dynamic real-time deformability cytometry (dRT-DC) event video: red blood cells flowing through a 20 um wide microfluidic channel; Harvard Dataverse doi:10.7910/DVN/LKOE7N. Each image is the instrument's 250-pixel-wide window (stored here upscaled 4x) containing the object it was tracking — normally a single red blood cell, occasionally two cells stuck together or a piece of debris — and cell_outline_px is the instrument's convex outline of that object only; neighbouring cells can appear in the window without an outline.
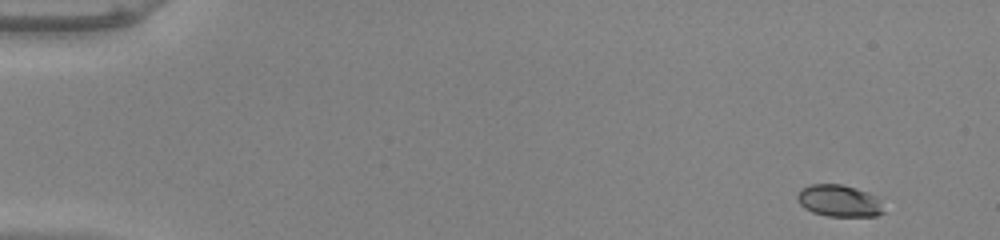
{"species": "common noctule bat (a hibernating species)", "species_latin": "Nyctalus noctula", "temperature_condition": "warm", "stored_images_in_passage": 50, "camera_frame_rate_fps": 3000, "um_per_image_px": 0.085, "animal": {"sex": "male", "body_mass_g": 20.0, "forearm_length_mm": 53.3}, "frame": {"image": 1, "passage_image": 1, "time_ms": 0.0, "image_size_px": [1000, 240], "cell_outline_px": [[884, 212], [876, 216], [828, 216], [812, 212], [804, 208], [796, 200], [796, 196], [800, 188], [812, 184], [840, 184], [856, 188], [880, 196]], "centroid_in_image_um": [71.33, 17.06], "position_along_channel_um": 13.7, "area_um2": 16.36}}
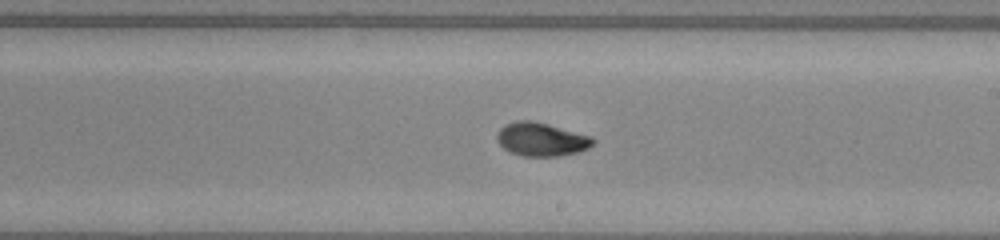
{"frame": {"image": 2, "passage_image": 29, "time_ms": 9.333, "image_size_px": [1000, 240], "cell_outline_px": [[596, 140], [588, 148], [580, 152], [560, 156], [524, 156], [512, 152], [504, 148], [496, 140], [496, 136], [500, 128], [504, 124], [516, 120], [532, 120], [548, 124], [592, 136]], "centroid_in_image_um": [46.02, 11.83], "position_along_channel_um": 243.0, "area_um2": 18.84}}
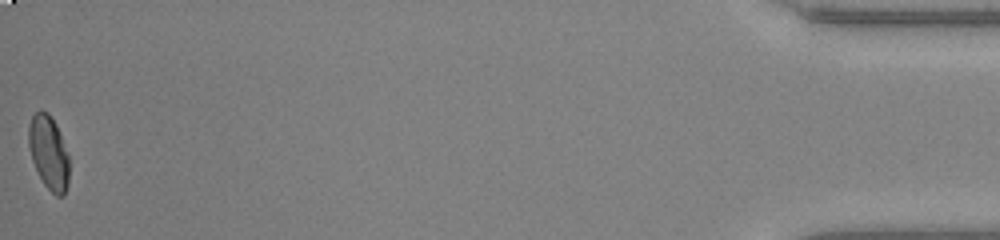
{"frame": {"image": 3, "passage_image": 50, "time_ms": 16.333, "image_size_px": [1000, 240], "cell_outline_px": [[68, 184], [64, 196], [56, 196], [44, 184], [32, 160], [28, 148], [28, 124], [32, 116], [40, 108], [48, 112], [56, 124], [68, 156]], "centroid_in_image_um": [4.11, 12.94], "position_along_channel_um": 431.1, "area_um2": 17.4}, "authors_computed_cell_mechanics": {"area_um2": 17.9469, "velocity_mm_per_s": 3.9986, "shape_relaxation_time_tau1_ms": 3.9998, "shape_relaxation_time_tau2_ms": 1.2894, "deformation_change_tau1": 0.1969, "deformation_change_tau2": 0.0514}}